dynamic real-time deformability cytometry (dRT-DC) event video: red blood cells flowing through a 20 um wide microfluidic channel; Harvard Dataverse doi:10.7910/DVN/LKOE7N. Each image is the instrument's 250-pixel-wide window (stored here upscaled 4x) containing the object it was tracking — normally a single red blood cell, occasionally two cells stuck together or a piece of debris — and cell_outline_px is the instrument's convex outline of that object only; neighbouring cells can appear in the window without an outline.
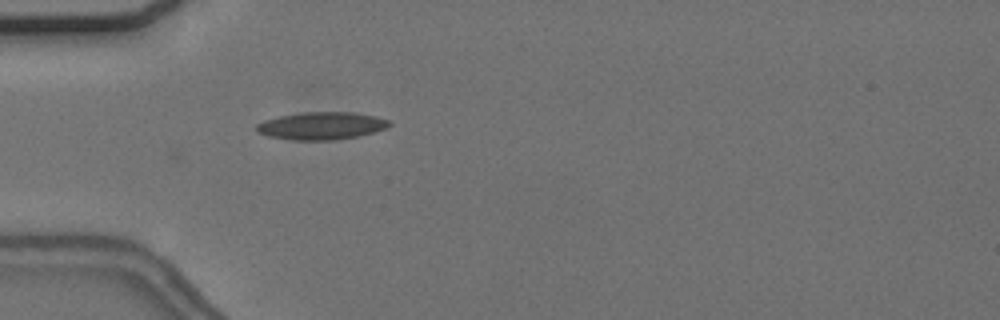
{"species": "common noctule bat (a hibernating species)", "species_latin": "Nyctalus noctula", "temperature_condition": "cold", "stored_images_in_passage": 34, "camera_frame_rate_fps": 3000, "um_per_image_px": 0.085, "animal": {"sex": "female", "body_mass_g": 24.6, "forearm_length_mm": 56.2}, "frame": {"image": 1, "passage_image": 1, "time_ms": 0.0, "image_size_px": [1000, 320], "cell_outline_px": [[392, 124], [388, 128], [356, 136], [332, 140], [292, 140], [268, 136], [256, 132], [256, 124], [264, 120], [280, 116], [300, 112], [352, 112], [376, 116], [392, 120]], "centroid_in_image_um": [27.33, 10.68], "position_along_channel_um": 57.7, "area_um2": 21.44}}
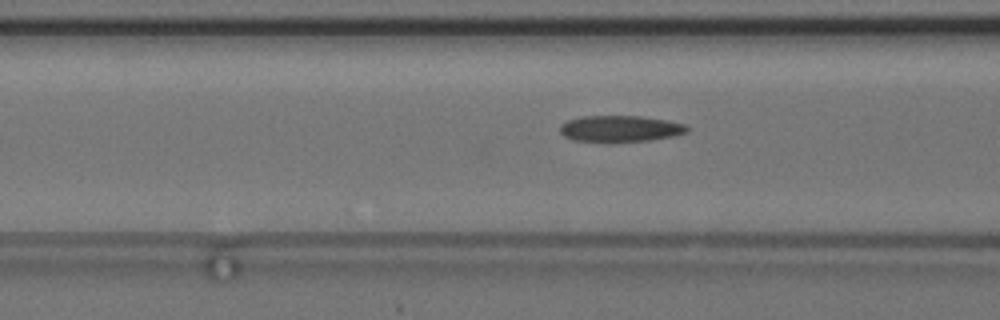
{"frame": {"image": 2, "passage_image": 6, "time_ms": 1.667, "image_size_px": [1000, 320], "cell_outline_px": [[688, 132], [676, 136], [648, 140], [608, 144], [572, 140], [564, 136], [560, 132], [560, 124], [568, 120], [584, 116], [640, 116], [668, 120], [684, 124], [688, 128]], "centroid_in_image_um": [52.69, 10.97], "position_along_channel_um": 113.9, "area_um2": 20.11}, "authors_computed_cell_mechanics": {"area_um2": 19.4786, "velocity_mm_per_s": 3.685, "shape_relaxation_time_tau1_ms": 7.0275, "shape_relaxation_time_tau2_ms": 4.76, "deformation_change_tau1": 0.1745, "deformation_change_tau2": 0.1486}}